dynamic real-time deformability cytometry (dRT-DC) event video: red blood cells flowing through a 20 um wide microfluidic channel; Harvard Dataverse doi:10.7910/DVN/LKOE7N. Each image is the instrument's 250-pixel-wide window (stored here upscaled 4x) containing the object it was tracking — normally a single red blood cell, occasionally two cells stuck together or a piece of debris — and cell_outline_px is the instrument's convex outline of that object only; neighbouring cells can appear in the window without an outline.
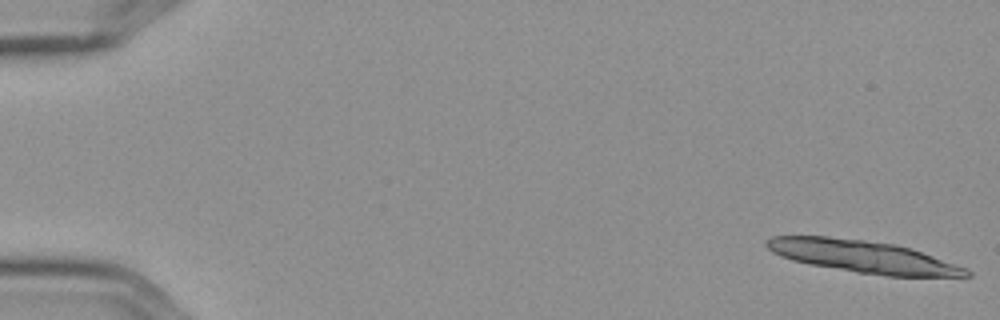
{"species": "Egyptian fruit bat (a non-hibernating species)", "species_latin": "Rousettus aegyptiacus", "temperature_condition": "cold", "stored_images_in_passage": 5, "camera_frame_rate_fps": 3000, "um_per_image_px": 0.085, "frame": {"image": 1, "passage_image": 1, "time_ms": 0.0, "image_size_px": [1000, 320], "cell_outline_px": [[972, 276], [888, 276], [856, 272], [812, 264], [792, 260], [780, 256], [772, 252], [764, 244], [764, 240], [772, 236], [828, 236], [864, 240], [896, 244], [912, 248], [968, 268], [972, 272]], "centroid_in_image_um": [73.37, 21.8], "position_along_channel_um": 11.6, "area_um2": 37.57}}